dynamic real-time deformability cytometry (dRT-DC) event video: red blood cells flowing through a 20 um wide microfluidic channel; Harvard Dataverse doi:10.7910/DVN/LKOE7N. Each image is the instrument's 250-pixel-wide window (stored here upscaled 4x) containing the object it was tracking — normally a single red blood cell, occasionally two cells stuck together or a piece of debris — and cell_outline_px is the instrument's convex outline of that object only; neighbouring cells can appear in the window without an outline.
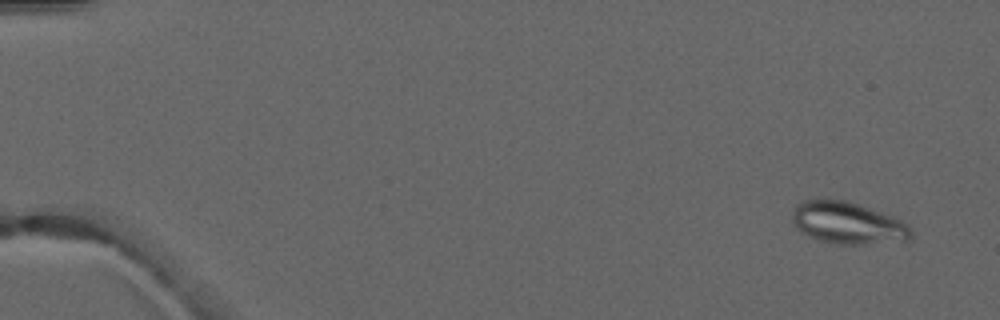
{"species": "common noctule bat (a hibernating species)", "species_latin": "Nyctalus noctula", "temperature_condition": "warm", "stored_images_in_passage": 4, "camera_frame_rate_fps": 3000, "um_per_image_px": 0.085, "animal": {"sex": "male", "forearm_length_mm": 52.5}, "frame": {"image": 1, "passage_image": 1, "time_ms": 0.0, "image_size_px": [1000, 320], "cell_outline_px": [[912, 236], [908, 240], [860, 244], [836, 244], [820, 240], [796, 228], [792, 220], [792, 208], [800, 200], [844, 200], [892, 216], [908, 224], [912, 232]], "centroid_in_image_um": [72.03, 18.95], "position_along_channel_um": 13.0, "area_um2": 28.61}}